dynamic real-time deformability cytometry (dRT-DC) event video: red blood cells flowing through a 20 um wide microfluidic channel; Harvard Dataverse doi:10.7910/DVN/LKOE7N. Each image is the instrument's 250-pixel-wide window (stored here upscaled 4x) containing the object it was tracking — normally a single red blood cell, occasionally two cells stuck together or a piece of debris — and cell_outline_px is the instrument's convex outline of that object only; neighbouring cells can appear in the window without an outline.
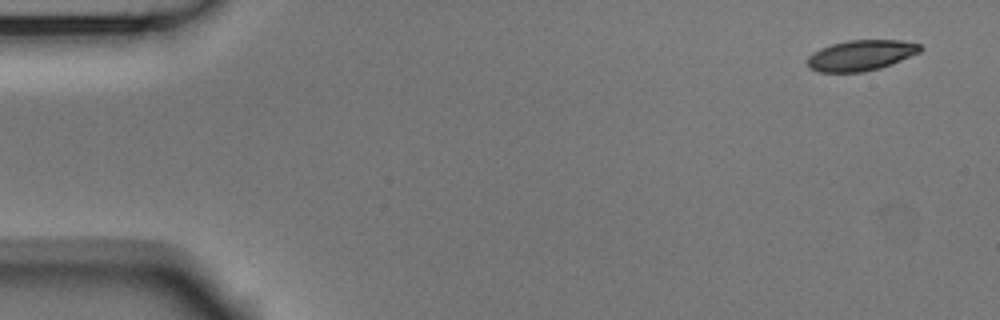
{"species": "Egyptian fruit bat (a non-hibernating species)", "species_latin": "Rousettus aegyptiacus", "temperature_condition": "room temperature", "stored_images_in_passage": 53, "camera_frame_rate_fps": 3000, "um_per_image_px": 0.085, "animal": {"sex": "male"}, "frame": {"image": 1, "passage_image": 1, "time_ms": 0.0, "image_size_px": [1000, 320], "cell_outline_px": [[924, 48], [920, 52], [880, 68], [864, 72], [820, 72], [808, 68], [808, 56], [812, 52], [820, 48], [832, 44], [848, 40], [900, 40], [920, 44]], "centroid_in_image_um": [73.16, 4.7], "position_along_channel_um": 11.8, "area_um2": 20.11}}
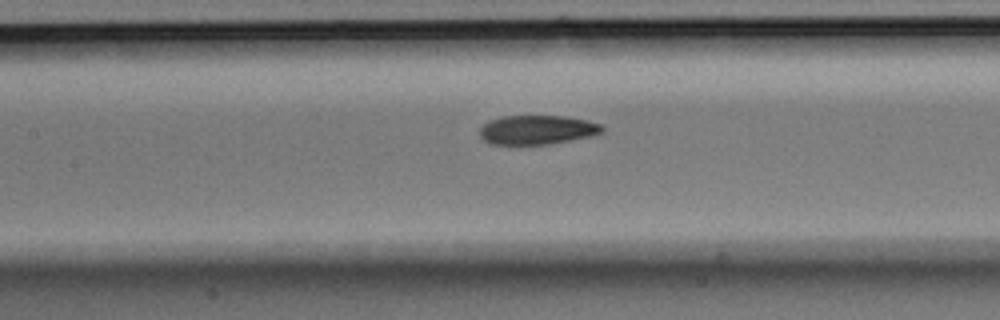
{"frame": {"image": 2, "passage_image": 23, "time_ms": 7.333, "image_size_px": [1000, 320], "cell_outline_px": [[604, 132], [592, 136], [552, 144], [492, 144], [484, 140], [480, 136], [480, 128], [484, 124], [492, 120], [504, 116], [564, 116], [584, 120], [600, 124], [604, 128]], "centroid_in_image_um": [45.69, 11.04], "position_along_channel_um": 161.7, "area_um2": 20.69}}
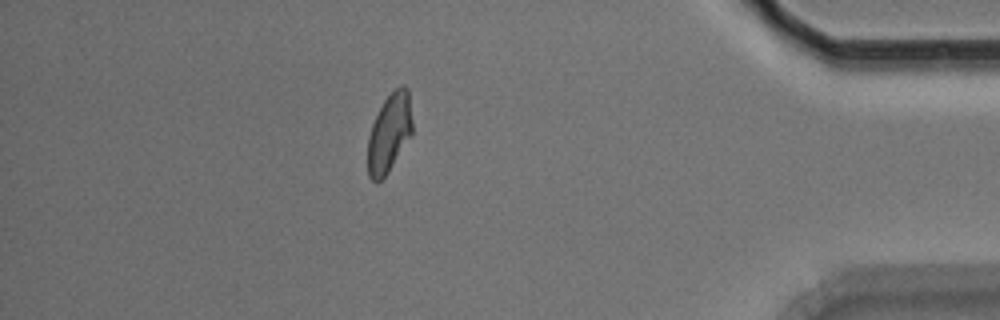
{"frame": {"image": 3, "passage_image": 46, "time_ms": 15.0, "image_size_px": [1000, 320], "cell_outline_px": [[412, 136], [388, 172], [376, 184], [368, 176], [368, 136], [372, 124], [384, 100], [400, 84], [404, 84], [408, 88], [412, 120]], "centroid_in_image_um": [33.1, 11.3], "position_along_channel_um": 402.1, "area_um2": 20.52}, "authors_computed_cell_mechanics": {"area_um2": 21.1548, "velocity_mm_per_s": 3.6759, "shape_relaxation_time_tau1_ms": 5.947, "shape_relaxation_time_tau2_ms": 2.9618, "deformation_change_tau1": 0.1625, "deformation_change_tau2": 0.0793}}